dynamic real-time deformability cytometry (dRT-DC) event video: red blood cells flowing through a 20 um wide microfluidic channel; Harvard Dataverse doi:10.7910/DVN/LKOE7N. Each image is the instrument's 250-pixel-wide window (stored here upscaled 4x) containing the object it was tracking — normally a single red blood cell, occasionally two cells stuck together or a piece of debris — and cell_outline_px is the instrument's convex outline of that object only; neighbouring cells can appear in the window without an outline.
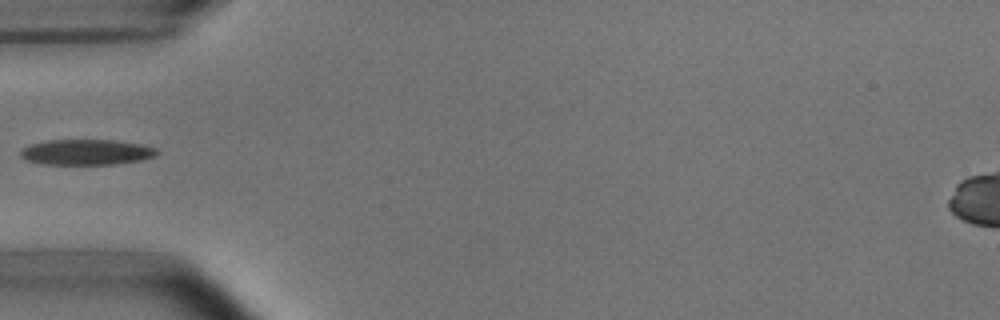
{"species": "common noctule bat (a hibernating species)", "species_latin": "Nyctalus noctula", "temperature_condition": "room temperature", "stored_images_in_passage": 3, "camera_frame_rate_fps": 3000, "um_per_image_px": 0.085, "animal": {"sex": "male", "body_mass_g": 15.6}, "frame": {"image": 1, "passage_image": 2, "time_ms": 1.333, "image_size_px": [1000, 320], "cell_outline_px": [[160, 152], [156, 156], [140, 160], [112, 164], [40, 164], [24, 160], [20, 156], [20, 148], [28, 144], [48, 140], [116, 140], [140, 144], [156, 148]], "centroid_in_image_um": [7.29, 12.93], "position_along_channel_um": 77.7, "area_um2": 20.52}}